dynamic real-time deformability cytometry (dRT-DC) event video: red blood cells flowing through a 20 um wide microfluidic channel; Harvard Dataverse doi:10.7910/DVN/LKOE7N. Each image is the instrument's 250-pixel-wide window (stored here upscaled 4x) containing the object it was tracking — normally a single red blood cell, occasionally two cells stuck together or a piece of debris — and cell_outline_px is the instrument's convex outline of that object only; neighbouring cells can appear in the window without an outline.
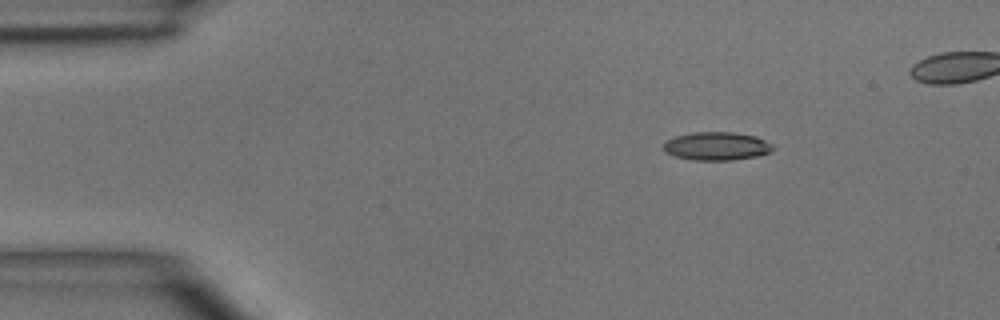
{"species": "common noctule bat (a hibernating species)", "species_latin": "Nyctalus noctula", "temperature_condition": "room temperature", "stored_images_in_passage": 4, "camera_frame_rate_fps": 3000, "um_per_image_px": 0.085, "animal": {"sex": "male", "body_mass_g": 15.6}, "frame": {"image": 1, "passage_image": 1, "time_ms": 0.0, "image_size_px": [1000, 320], "cell_outline_px": [[776, 148], [772, 152], [756, 156], [732, 160], [692, 160], [676, 156], [664, 152], [664, 140], [676, 136], [692, 132], [732, 132], [756, 136], [772, 144]], "centroid_in_image_um": [60.92, 12.42], "position_along_channel_um": 24.1, "area_um2": 18.15}}